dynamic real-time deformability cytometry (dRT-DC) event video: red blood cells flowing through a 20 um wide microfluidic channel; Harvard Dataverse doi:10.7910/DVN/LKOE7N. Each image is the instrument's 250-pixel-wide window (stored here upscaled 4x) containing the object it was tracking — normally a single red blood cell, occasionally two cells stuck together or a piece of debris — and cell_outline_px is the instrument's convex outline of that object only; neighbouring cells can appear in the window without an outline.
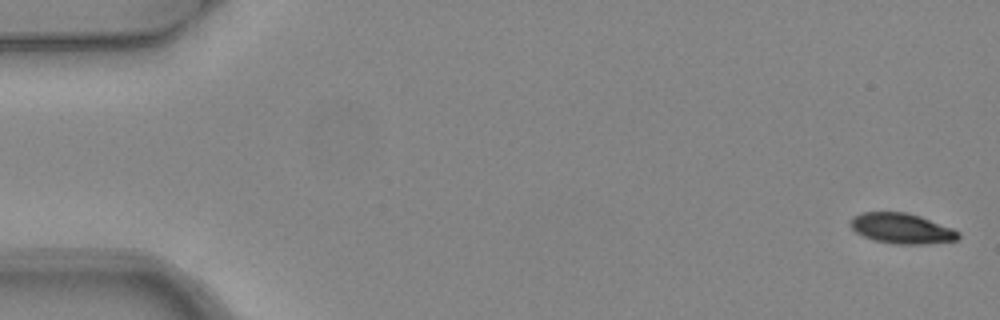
{"species": "common noctule bat (a hibernating species)", "species_latin": "Nyctalus noctula", "temperature_condition": "warm", "stored_images_in_passage": 5, "camera_frame_rate_fps": 3000, "um_per_image_px": 0.085, "animal": {"sex": "female", "body_mass_g": 24.6, "forearm_length_mm": 56.2}, "frame": {"image": 1, "passage_image": 1, "time_ms": 0.0, "image_size_px": [1000, 320], "cell_outline_px": [[960, 236], [956, 240], [924, 244], [892, 244], [872, 240], [856, 232], [848, 224], [852, 216], [860, 212], [908, 212], [920, 216], [952, 228], [960, 232]], "centroid_in_image_um": [76.6, 19.41], "position_along_channel_um": 8.4, "area_um2": 19.25}}
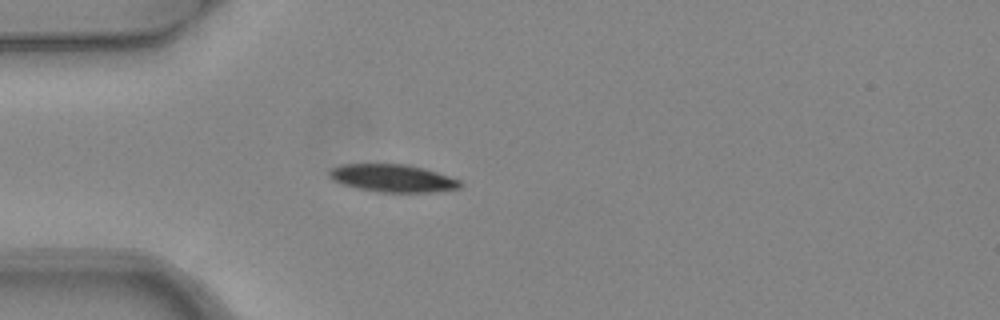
{"frame": {"image": 2, "passage_image": 5, "time_ms": 1.333, "image_size_px": [1000, 320], "cell_outline_px": [[464, 184], [460, 188], [432, 192], [376, 192], [356, 188], [332, 180], [328, 176], [328, 172], [332, 168], [340, 164], [408, 164], [424, 168], [460, 180]], "centroid_in_image_um": [33.37, 15.15], "position_along_channel_um": 51.6, "area_um2": 21.21}}